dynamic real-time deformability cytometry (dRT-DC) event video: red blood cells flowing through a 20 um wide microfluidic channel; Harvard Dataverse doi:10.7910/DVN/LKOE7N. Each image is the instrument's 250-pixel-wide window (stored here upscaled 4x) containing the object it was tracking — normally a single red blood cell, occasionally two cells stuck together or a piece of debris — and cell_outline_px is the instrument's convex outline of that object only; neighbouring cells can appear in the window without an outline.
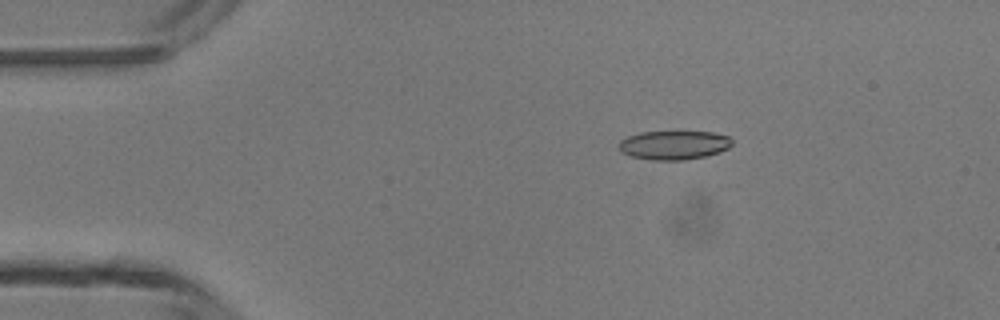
{"species": "common noctule bat (a hibernating species)", "species_latin": "Nyctalus noctula", "temperature_condition": "room temperature", "stored_images_in_passage": 3, "camera_frame_rate_fps": 3000, "um_per_image_px": 0.085, "animal": {"sex": "male", "body_mass_g": 13.3}, "frame": {"image": 1, "passage_image": 2, "time_ms": 1.333, "image_size_px": [1000, 320], "cell_outline_px": [[732, 144], [728, 148], [720, 152], [704, 156], [684, 160], [652, 160], [628, 156], [620, 152], [620, 140], [628, 136], [640, 132], [712, 132], [728, 136], [732, 140]], "centroid_in_image_um": [57.26, 12.34], "position_along_channel_um": 27.7, "area_um2": 19.07}}